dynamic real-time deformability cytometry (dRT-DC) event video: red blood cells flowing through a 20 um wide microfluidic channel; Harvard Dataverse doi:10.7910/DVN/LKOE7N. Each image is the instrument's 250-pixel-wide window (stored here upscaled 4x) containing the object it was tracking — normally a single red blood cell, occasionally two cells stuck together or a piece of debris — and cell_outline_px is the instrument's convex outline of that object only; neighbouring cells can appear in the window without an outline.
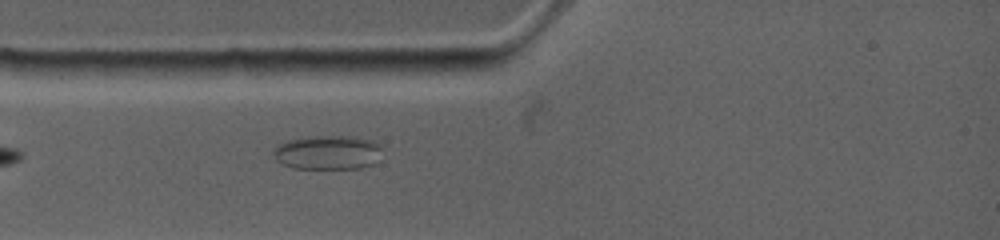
{"species": "common noctule bat (a hibernating species)", "species_latin": "Nyctalus noctula", "temperature_condition": "warm", "stored_images_in_passage": 1, "camera_frame_rate_fps": 4500, "um_per_image_px": 0.085, "animal": {"sex": "female", "body_mass_g": 19.0, "forearm_length_mm": 53.3}, "frame": {"image": 1, "passage_image": 1, "time_ms": 0.0, "image_size_px": [1000, 240], "cell_outline_px": [[376, 148], [368, 164], [356, 168], [296, 168], [284, 164], [276, 156], [276, 148], [280, 144], [292, 140], [308, 136], [348, 136], [372, 144]], "centroid_in_image_um": [27.67, 12.96], "position_along_channel_um": 57.3, "area_um2": 19.59}}